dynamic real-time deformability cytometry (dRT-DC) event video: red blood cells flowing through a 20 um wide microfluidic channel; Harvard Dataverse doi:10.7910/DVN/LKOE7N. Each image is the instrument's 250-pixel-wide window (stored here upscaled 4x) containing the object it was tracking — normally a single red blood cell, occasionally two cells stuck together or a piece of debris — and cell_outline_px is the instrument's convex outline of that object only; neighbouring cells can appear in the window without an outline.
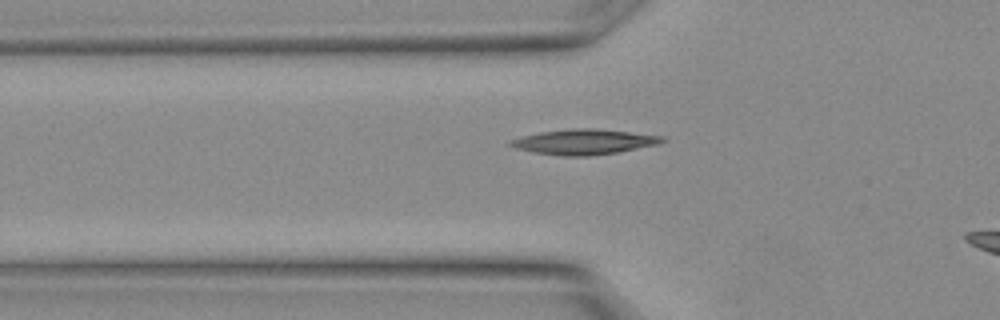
{"species": "Egyptian fruit bat (a non-hibernating species)", "species_latin": "Rousettus aegyptiacus", "temperature_condition": "warm", "stored_images_in_passage": 4, "camera_frame_rate_fps": 3000, "um_per_image_px": 0.085, "animal": {"sex": "female"}, "frame": {"image": 1, "passage_image": 3, "time_ms": 0.667, "image_size_px": [1000, 320], "cell_outline_px": [[668, 140], [656, 144], [616, 152], [588, 156], [564, 156], [532, 152], [516, 148], [508, 144], [508, 140], [520, 136], [540, 132], [572, 128], [592, 128], [664, 136]], "centroid_in_image_um": [49.58, 12.05], "position_along_channel_um": 76.2, "area_um2": 22.14}}